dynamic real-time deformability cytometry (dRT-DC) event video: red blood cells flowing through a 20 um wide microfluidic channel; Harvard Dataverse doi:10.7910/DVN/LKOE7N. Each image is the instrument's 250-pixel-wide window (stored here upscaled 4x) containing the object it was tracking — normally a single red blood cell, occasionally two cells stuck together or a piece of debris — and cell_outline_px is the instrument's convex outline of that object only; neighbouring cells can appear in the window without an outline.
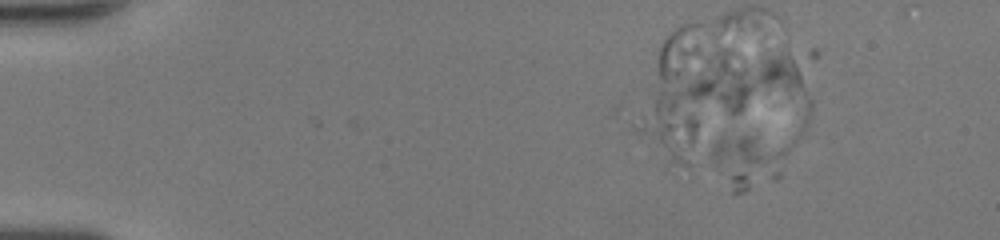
{"species": "human", "species_latin": "Homo sapiens", "temperature_condition": "room temperature", "stored_images_in_passage": 3, "camera_frame_rate_fps": 3000, "um_per_image_px": 0.085, "donor": {"sex": "female"}, "frame": {"image": 1, "passage_image": 1, "time_ms": 0.0, "image_size_px": [1000, 240], "cell_outline_px": [[812, 108], [808, 120], [780, 176], [776, 180], [744, 192], [732, 192], [716, 168], [712, 156], [712, 144], [720, 136], [808, 96], [812, 100]], "centroid_in_image_um": [64.65, 12.51], "position_along_channel_um": 20.4, "area_um2": 38.84}}